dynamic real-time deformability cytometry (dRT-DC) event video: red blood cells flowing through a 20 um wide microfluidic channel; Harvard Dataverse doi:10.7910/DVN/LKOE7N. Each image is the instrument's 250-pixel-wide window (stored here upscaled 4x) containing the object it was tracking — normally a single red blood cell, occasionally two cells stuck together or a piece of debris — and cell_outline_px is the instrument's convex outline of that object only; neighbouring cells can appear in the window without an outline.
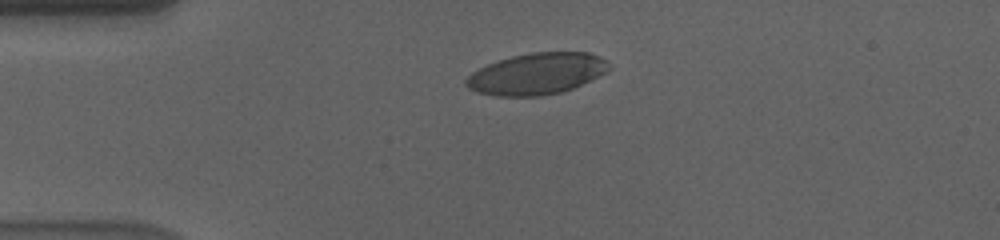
{"species": "human", "species_latin": "Homo sapiens", "temperature_condition": "cold", "stored_images_in_passage": 45, "camera_frame_rate_fps": 3000, "um_per_image_px": 0.085, "donor": {"sex": "male"}, "frame": {"image": 1, "passage_image": 1, "time_ms": 0.0, "image_size_px": [1000, 240], "cell_outline_px": [[612, 68], [608, 72], [564, 92], [540, 96], [496, 96], [476, 92], [468, 88], [464, 84], [464, 80], [472, 72], [496, 60], [512, 56], [532, 52], [588, 52], [600, 56], [608, 60]], "centroid_in_image_um": [45.65, 6.27], "position_along_channel_um": 39.4, "area_um2": 34.91}}
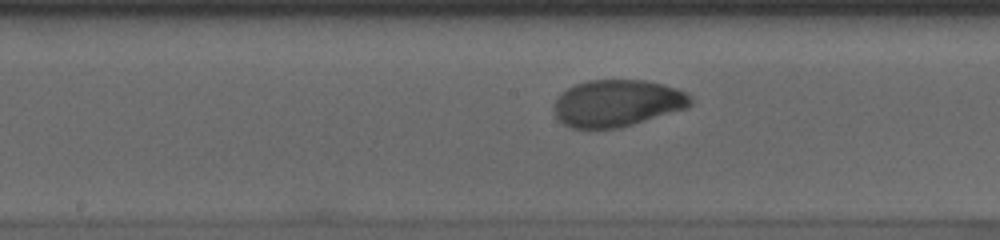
{"frame": {"image": 2, "passage_image": 17, "time_ms": 5.333, "image_size_px": [1000, 240], "cell_outline_px": [[692, 104], [688, 108], [620, 128], [572, 128], [564, 124], [556, 116], [552, 108], [560, 92], [576, 84], [588, 80], [644, 80], [664, 84], [676, 88], [692, 96]], "centroid_in_image_um": [52.47, 8.77], "position_along_channel_um": 195.7, "area_um2": 37.51}}
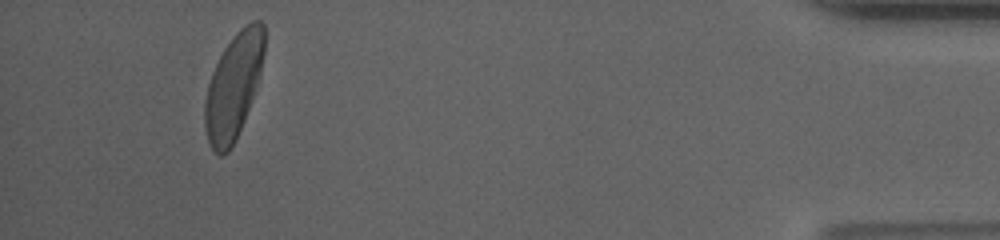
{"frame": {"image": 3, "passage_image": 41, "time_ms": 13.333, "image_size_px": [1000, 240], "cell_outline_px": [[264, 52], [260, 72], [244, 120], [228, 152], [224, 156], [220, 156], [208, 144], [204, 124], [204, 100], [208, 84], [212, 72], [224, 48], [236, 32], [240, 28], [252, 20], [260, 20], [264, 24]], "centroid_in_image_um": [19.82, 7.31], "position_along_channel_um": 415.4, "area_um2": 36.13}, "authors_computed_cell_mechanics": {"area_um2": 37.4544, "velocity_mm_per_s": 3.5619, "shape_relaxation_time_tau1_ms": 3.3534, "shape_relaxation_time_tau2_ms": null, "deformation_change_tau1": 0.1531, "deformation_change_tau2": null}}